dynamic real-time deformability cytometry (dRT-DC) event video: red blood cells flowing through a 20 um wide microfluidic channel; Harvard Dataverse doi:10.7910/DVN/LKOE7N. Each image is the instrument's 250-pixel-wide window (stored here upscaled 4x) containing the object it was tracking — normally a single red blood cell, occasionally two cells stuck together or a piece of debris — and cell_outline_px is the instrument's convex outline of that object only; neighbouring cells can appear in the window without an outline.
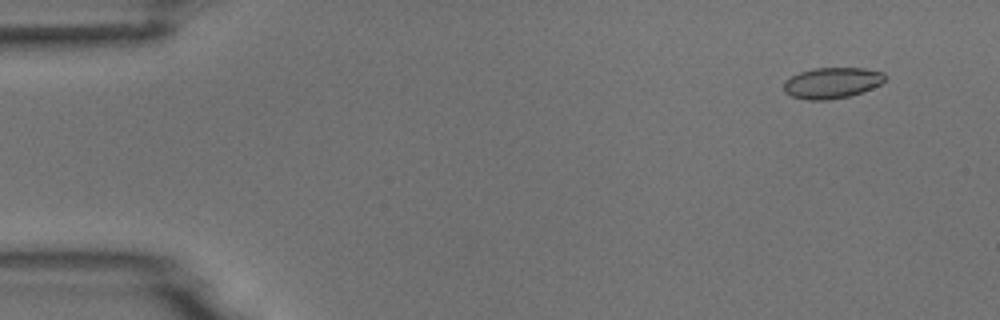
{"species": "common noctule bat (a hibernating species)", "species_latin": "Nyctalus noctula", "temperature_condition": "room temperature", "stored_images_in_passage": 8, "camera_frame_rate_fps": 3000, "um_per_image_px": 0.085, "animal": {"sex": "male", "body_mass_g": 18.8}, "frame": {"image": 1, "passage_image": 2, "time_ms": 1.0, "image_size_px": [1000, 320], "cell_outline_px": [[888, 76], [880, 84], [872, 88], [848, 96], [828, 100], [808, 100], [792, 96], [784, 92], [784, 80], [800, 72], [812, 68], [864, 68], [884, 72]], "centroid_in_image_um": [70.72, 7.04], "position_along_channel_um": 14.3, "area_um2": 18.26}}
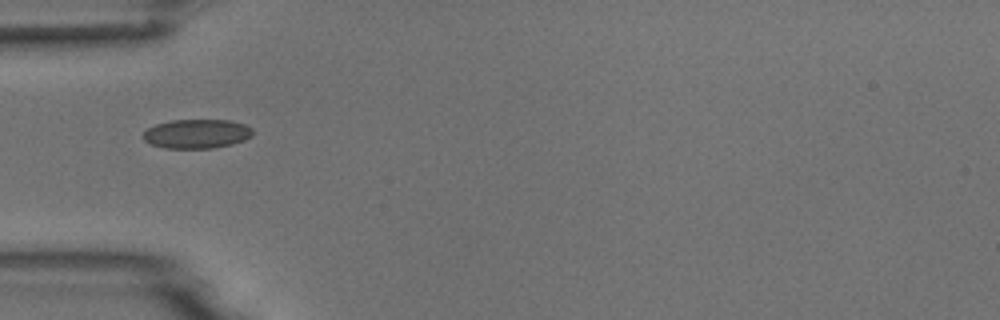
{"frame": {"image": 2, "passage_image": 5, "time_ms": 5.333, "image_size_px": [1000, 320], "cell_outline_px": [[252, 136], [244, 140], [232, 144], [212, 148], [164, 148], [152, 144], [144, 140], [144, 132], [148, 128], [156, 124], [172, 120], [228, 120], [244, 124], [252, 128]], "centroid_in_image_um": [16.74, 11.37], "position_along_channel_um": 68.3, "area_um2": 18.5}}